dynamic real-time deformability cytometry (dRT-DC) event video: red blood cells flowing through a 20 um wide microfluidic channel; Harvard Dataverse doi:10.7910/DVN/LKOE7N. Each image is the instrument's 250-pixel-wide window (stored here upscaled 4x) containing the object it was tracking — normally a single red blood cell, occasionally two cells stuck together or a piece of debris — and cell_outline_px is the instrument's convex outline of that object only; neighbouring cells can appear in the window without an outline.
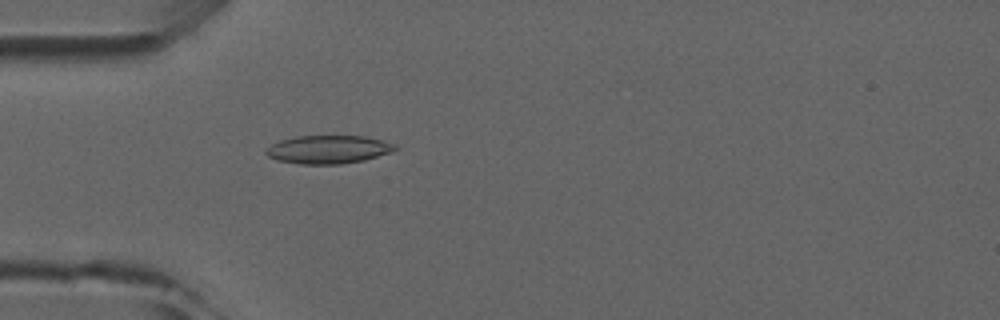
{"species": "common noctule bat (a hibernating species)", "species_latin": "Nyctalus noctula", "temperature_condition": "room temperature", "stored_images_in_passage": 5, "camera_frame_rate_fps": 3000, "um_per_image_px": 0.085, "animal": {"sex": "male", "forearm_length_mm": 52.5}, "frame": {"image": 1, "passage_image": 5, "time_ms": 4.333, "image_size_px": [1000, 320], "cell_outline_px": [[400, 148], [392, 152], [364, 160], [340, 164], [300, 164], [276, 160], [268, 156], [264, 152], [264, 148], [280, 140], [296, 136], [364, 136], [384, 140], [396, 144]], "centroid_in_image_um": [27.92, 12.7], "position_along_channel_um": 57.1, "area_um2": 21.5}}